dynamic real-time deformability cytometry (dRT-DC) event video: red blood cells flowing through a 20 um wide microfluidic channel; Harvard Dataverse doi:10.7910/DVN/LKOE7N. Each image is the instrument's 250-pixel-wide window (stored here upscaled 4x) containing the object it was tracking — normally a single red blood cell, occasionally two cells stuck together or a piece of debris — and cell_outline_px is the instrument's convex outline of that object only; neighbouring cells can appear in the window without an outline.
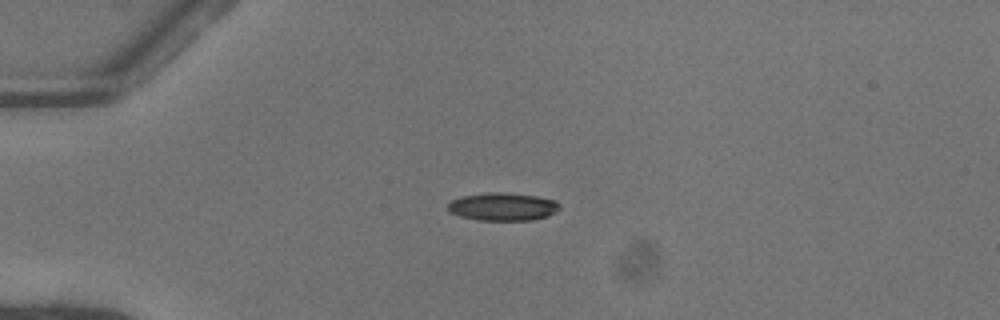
{"species": "common noctule bat (a hibernating species)", "species_latin": "Nyctalus noctula", "temperature_condition": "warm", "stored_images_in_passage": 11, "camera_frame_rate_fps": 3000, "um_per_image_px": 0.085, "animal": {"sex": "female"}, "frame": {"image": 1, "passage_image": 1, "time_ms": 0.0, "image_size_px": [1000, 320], "cell_outline_px": [[560, 208], [556, 212], [548, 216], [532, 220], [476, 220], [460, 216], [448, 212], [448, 204], [452, 200], [460, 196], [488, 192], [504, 192], [536, 196], [556, 200], [560, 204]], "centroid_in_image_um": [42.74, 17.56], "position_along_channel_um": 42.3, "area_um2": 18.38}}
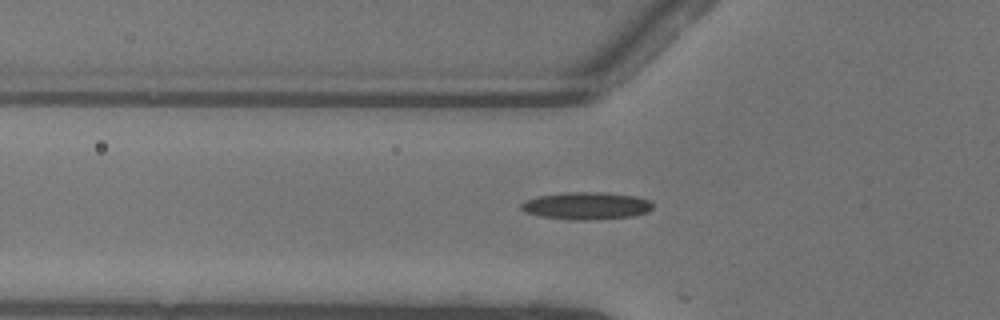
{"frame": {"image": 2, "passage_image": 6, "time_ms": 1.667, "image_size_px": [1000, 320], "cell_outline_px": [[652, 208], [648, 212], [632, 216], [588, 220], [568, 220], [540, 216], [524, 212], [520, 208], [520, 204], [524, 200], [536, 196], [568, 192], [604, 192], [636, 196], [648, 200], [652, 204]], "centroid_in_image_um": [49.79, 17.49], "position_along_channel_um": 76.0, "area_um2": 21.15}}
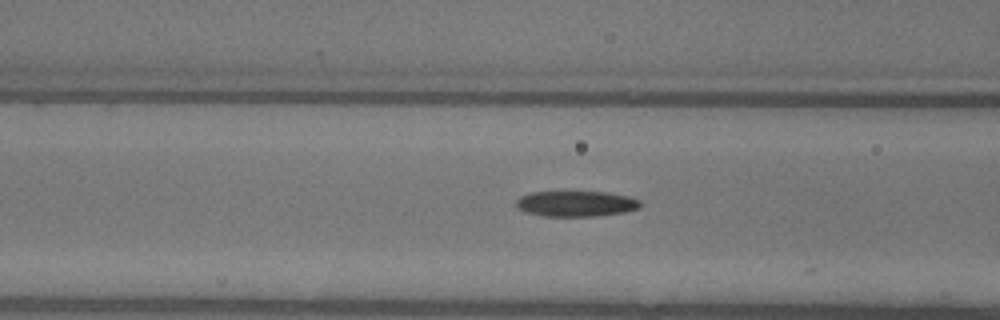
{"frame": {"image": 3, "passage_image": 9, "time_ms": 2.667, "image_size_px": [1000, 320], "cell_outline_px": [[640, 208], [624, 212], [592, 216], [544, 216], [524, 212], [516, 204], [516, 200], [520, 196], [532, 192], [608, 192], [632, 196], [640, 200]], "centroid_in_image_um": [48.99, 17.31], "position_along_channel_um": 117.6, "area_um2": 18.55}}